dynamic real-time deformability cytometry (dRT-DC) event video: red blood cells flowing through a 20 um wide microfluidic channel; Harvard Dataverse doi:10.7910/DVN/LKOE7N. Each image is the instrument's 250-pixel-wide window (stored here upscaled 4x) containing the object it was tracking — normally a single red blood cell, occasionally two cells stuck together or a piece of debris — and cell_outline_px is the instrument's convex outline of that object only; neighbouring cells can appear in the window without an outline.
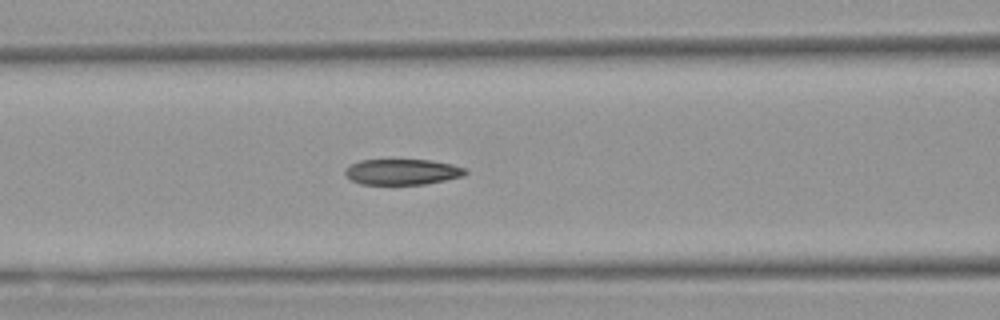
{"species": "Egyptian fruit bat (a non-hibernating species)", "species_latin": "Rousettus aegyptiacus", "temperature_condition": "warm", "stored_images_in_passage": 5, "camera_frame_rate_fps": 3000, "um_per_image_px": 0.085, "animal": {"sex": "female"}, "frame": {"image": 1, "passage_image": 4, "time_ms": 4.333, "image_size_px": [1000, 320], "cell_outline_px": [[468, 172], [464, 176], [424, 184], [360, 184], [352, 180], [344, 172], [344, 168], [360, 160], [428, 160], [452, 164], [464, 168]], "centroid_in_image_um": [34.19, 14.61], "position_along_channel_um": 132.4, "area_um2": 17.86}}